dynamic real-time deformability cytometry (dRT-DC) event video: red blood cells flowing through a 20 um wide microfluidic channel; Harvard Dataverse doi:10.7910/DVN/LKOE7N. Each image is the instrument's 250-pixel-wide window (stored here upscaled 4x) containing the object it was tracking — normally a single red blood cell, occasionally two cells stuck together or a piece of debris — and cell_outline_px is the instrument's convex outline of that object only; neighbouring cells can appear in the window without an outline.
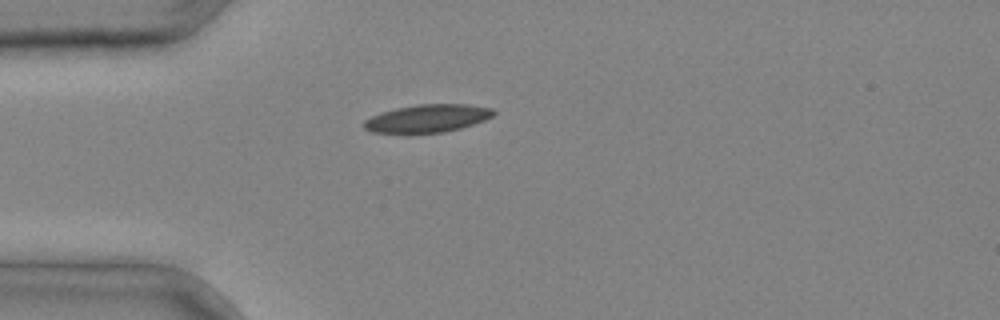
{"species": "common noctule bat (a hibernating species)", "species_latin": "Nyctalus noctula", "temperature_condition": "cold", "stored_images_in_passage": 1, "camera_frame_rate_fps": 3000, "um_per_image_px": 0.085, "animal": {"sex": "male", "body_mass_g": 20.4}, "frame": {"image": 1, "passage_image": 1, "time_ms": 0.0, "image_size_px": [1000, 320], "cell_outline_px": [[496, 112], [492, 116], [484, 120], [460, 128], [444, 132], [404, 136], [372, 132], [364, 128], [364, 120], [372, 116], [396, 108], [420, 104], [468, 104], [492, 108]], "centroid_in_image_um": [36.28, 10.11], "position_along_channel_um": 48.7, "area_um2": 21.62}}